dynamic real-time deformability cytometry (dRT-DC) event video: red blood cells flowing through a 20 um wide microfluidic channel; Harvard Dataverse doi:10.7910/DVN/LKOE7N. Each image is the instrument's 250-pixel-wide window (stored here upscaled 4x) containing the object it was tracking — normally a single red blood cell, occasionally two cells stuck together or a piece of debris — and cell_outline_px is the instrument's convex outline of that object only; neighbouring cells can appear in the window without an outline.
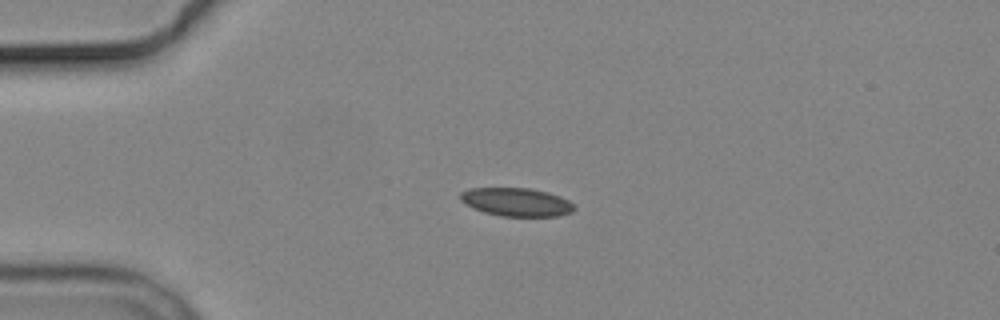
{"species": "common noctule bat (a hibernating species)", "species_latin": "Nyctalus noctula", "temperature_condition": "cold", "stored_images_in_passage": 4, "camera_frame_rate_fps": 3000, "um_per_image_px": 0.085, "animal": {"sex": "male", "body_mass_g": 19.2, "forearm_length_mm": 51.8}, "frame": {"image": 1, "passage_image": 3, "time_ms": 2.333, "image_size_px": [1000, 320], "cell_outline_px": [[576, 208], [572, 212], [556, 216], [500, 216], [484, 212], [472, 208], [460, 200], [460, 192], [468, 188], [528, 188], [548, 192], [560, 196], [568, 200]], "centroid_in_image_um": [43.87, 17.17], "position_along_channel_um": 41.1, "area_um2": 18.84}}